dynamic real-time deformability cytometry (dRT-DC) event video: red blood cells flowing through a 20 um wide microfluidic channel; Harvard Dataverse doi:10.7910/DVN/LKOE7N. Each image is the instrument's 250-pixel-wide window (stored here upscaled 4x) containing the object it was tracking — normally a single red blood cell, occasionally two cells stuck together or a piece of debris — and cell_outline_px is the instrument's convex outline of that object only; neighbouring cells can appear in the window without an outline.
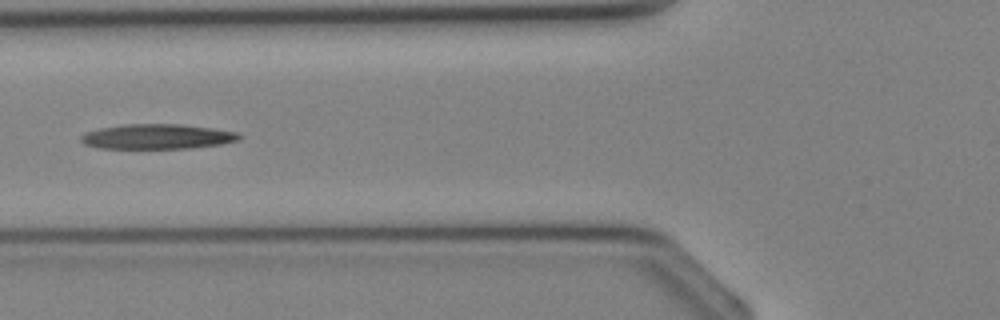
{"species": "Egyptian fruit bat (a non-hibernating species)", "species_latin": "Rousettus aegyptiacus", "temperature_condition": "cold", "stored_images_in_passage": 33, "camera_frame_rate_fps": 3000, "um_per_image_px": 0.085, "animal": {"sex": "female"}, "frame": {"image": 1, "passage_image": 10, "time_ms": 3.0, "image_size_px": [1000, 320], "cell_outline_px": [[244, 136], [240, 140], [220, 144], [192, 148], [100, 148], [84, 144], [80, 140], [80, 136], [84, 132], [96, 128], [124, 124], [184, 124], [212, 128], [236, 132]], "centroid_in_image_um": [13.35, 11.6], "position_along_channel_um": 112.5, "area_um2": 23.24}}
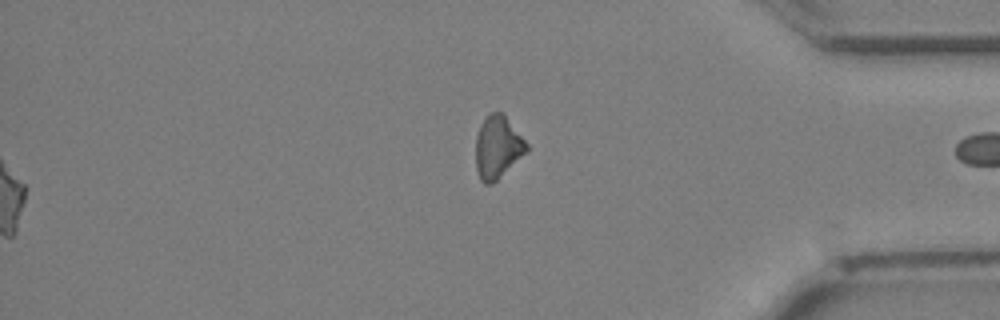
{"frame": {"image": 2, "passage_image": 33, "time_ms": 10.667, "image_size_px": [1000, 320], "cell_outline_px": [[528, 152], [492, 184], [484, 184], [480, 180], [476, 168], [476, 136], [480, 124], [484, 116], [488, 112], [504, 112], [528, 144]], "centroid_in_image_um": [42.3, 12.48], "position_along_channel_um": 392.9, "area_um2": 18.96}}